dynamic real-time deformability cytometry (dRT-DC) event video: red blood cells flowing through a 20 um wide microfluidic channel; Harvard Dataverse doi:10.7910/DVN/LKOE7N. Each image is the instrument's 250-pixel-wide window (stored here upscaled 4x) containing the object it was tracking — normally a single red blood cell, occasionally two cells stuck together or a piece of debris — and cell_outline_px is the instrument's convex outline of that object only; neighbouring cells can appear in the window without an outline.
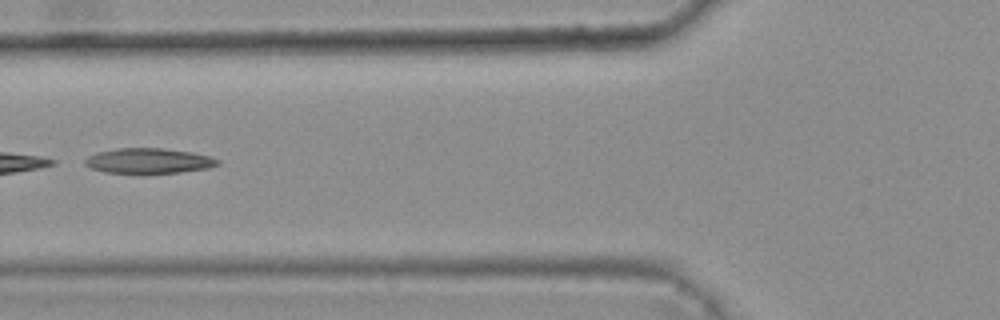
{"species": "common noctule bat (a hibernating species)", "species_latin": "Nyctalus noctula", "temperature_condition": "warm", "stored_images_in_passage": 5, "camera_frame_rate_fps": 3000, "um_per_image_px": 0.085, "animal": {"sex": "female", "body_mass_g": 25.1}, "frame": {"image": 1, "passage_image": 5, "time_ms": 1.333, "image_size_px": [1000, 320], "cell_outline_px": [[220, 164], [208, 168], [180, 172], [104, 172], [92, 168], [84, 164], [84, 160], [88, 156], [96, 152], [116, 148], [160, 148], [192, 152], [208, 156], [220, 160]], "centroid_in_image_um": [12.62, 13.65], "position_along_channel_um": 113.2, "area_um2": 19.19}}